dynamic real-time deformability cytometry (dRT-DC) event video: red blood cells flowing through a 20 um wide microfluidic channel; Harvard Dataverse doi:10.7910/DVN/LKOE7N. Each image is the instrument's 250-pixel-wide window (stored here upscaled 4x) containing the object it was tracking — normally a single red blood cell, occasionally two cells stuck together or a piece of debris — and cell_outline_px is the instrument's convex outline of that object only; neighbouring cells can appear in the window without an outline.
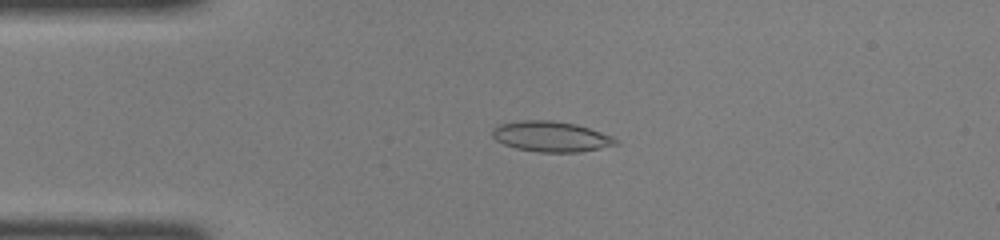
{"species": "common noctule bat (a hibernating species)", "species_latin": "Nyctalus noctula", "temperature_condition": "room temperature", "stored_images_in_passage": 45, "camera_frame_rate_fps": 3000, "um_per_image_px": 0.085, "animal": {"sex": "female", "body_mass_g": 22.0, "forearm_length_mm": 56.7}, "frame": {"image": 1, "passage_image": 10, "time_ms": 3.0, "image_size_px": [1000, 240], "cell_outline_px": [[620, 144], [580, 152], [536, 152], [516, 148], [504, 144], [496, 140], [492, 136], [492, 128], [500, 124], [520, 120], [552, 120], [576, 124], [612, 136]], "centroid_in_image_um": [46.82, 11.6], "position_along_channel_um": 38.2, "area_um2": 21.91}}
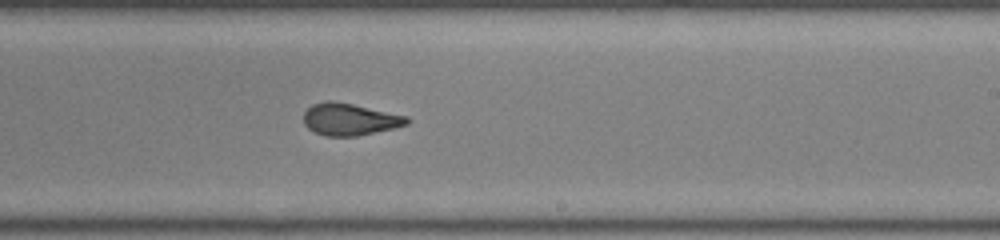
{"frame": {"image": 2, "passage_image": 27, "time_ms": 8.667, "image_size_px": [1000, 240], "cell_outline_px": [[412, 120], [408, 124], [396, 128], [356, 136], [324, 136], [308, 128], [304, 124], [304, 112], [312, 104], [328, 100], [332, 100], [352, 104], [408, 116]], "centroid_in_image_um": [29.75, 10.14], "position_along_channel_um": 259.2, "area_um2": 19.36}}
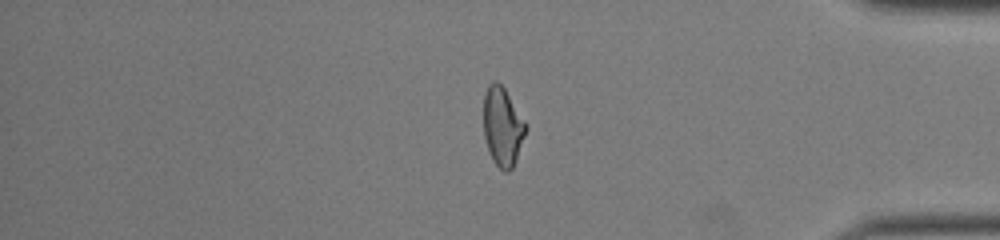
{"frame": {"image": 3, "passage_image": 38, "time_ms": 12.333, "image_size_px": [1000, 240], "cell_outline_px": [[528, 128], [516, 160], [512, 168], [508, 172], [504, 172], [492, 160], [484, 136], [484, 92], [488, 84], [492, 80], [496, 80], [504, 88], [528, 124]], "centroid_in_image_um": [42.73, 10.74], "position_along_channel_um": 392.5, "area_um2": 19.59}}